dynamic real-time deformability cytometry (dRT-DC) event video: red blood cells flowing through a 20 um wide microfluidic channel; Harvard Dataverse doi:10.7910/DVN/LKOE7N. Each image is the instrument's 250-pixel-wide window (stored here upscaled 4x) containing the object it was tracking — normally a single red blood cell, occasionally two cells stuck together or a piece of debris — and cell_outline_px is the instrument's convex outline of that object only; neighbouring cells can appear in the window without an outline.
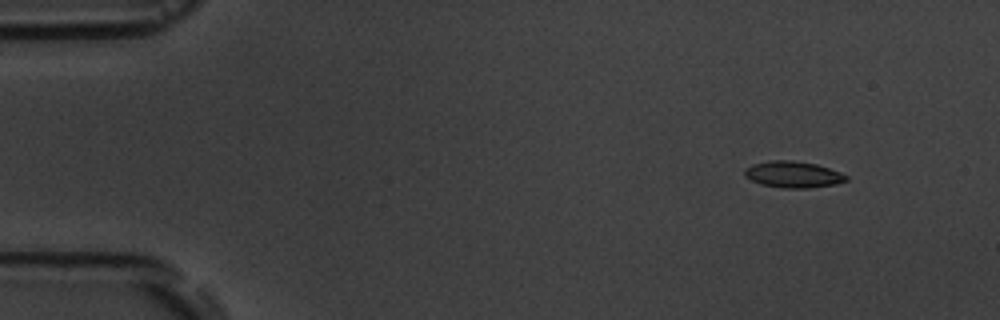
{"species": "common noctule bat (a hibernating species)", "species_latin": "Nyctalus noctula", "temperature_condition": "room temperature", "stored_images_in_passage": 4, "camera_frame_rate_fps": 3000, "um_per_image_px": 0.085, "animal": {"sex": "male", "body_mass_g": 19.5, "forearm_length_mm": 54.6}, "frame": {"image": 1, "passage_image": 1, "time_ms": 0.0, "image_size_px": [1000, 320], "cell_outline_px": [[848, 180], [836, 184], [808, 188], [784, 188], [760, 184], [744, 176], [744, 168], [752, 164], [772, 160], [792, 160], [816, 164], [840, 172], [848, 176]], "centroid_in_image_um": [67.4, 14.83], "position_along_channel_um": 17.6, "area_um2": 15.66}}
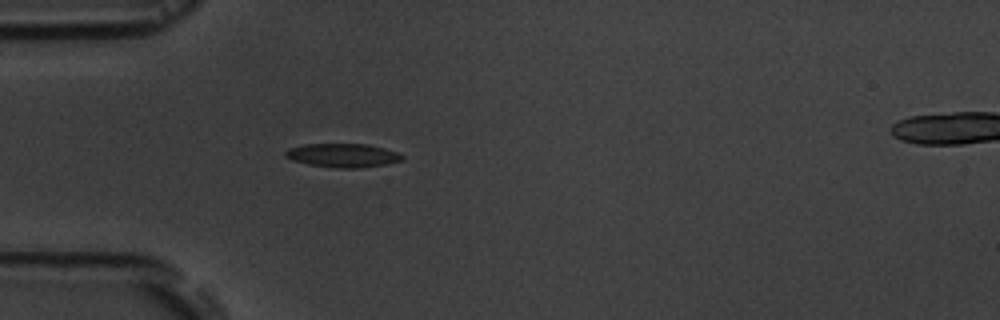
{"frame": {"image": 2, "passage_image": 4, "time_ms": 3.667, "image_size_px": [1000, 320], "cell_outline_px": [[404, 160], [388, 164], [360, 168], [336, 168], [308, 164], [292, 160], [284, 156], [284, 152], [288, 148], [304, 144], [368, 144], [384, 148], [396, 152], [404, 156]], "centroid_in_image_um": [29.14, 13.21], "position_along_channel_um": 55.9, "area_um2": 16.3}}